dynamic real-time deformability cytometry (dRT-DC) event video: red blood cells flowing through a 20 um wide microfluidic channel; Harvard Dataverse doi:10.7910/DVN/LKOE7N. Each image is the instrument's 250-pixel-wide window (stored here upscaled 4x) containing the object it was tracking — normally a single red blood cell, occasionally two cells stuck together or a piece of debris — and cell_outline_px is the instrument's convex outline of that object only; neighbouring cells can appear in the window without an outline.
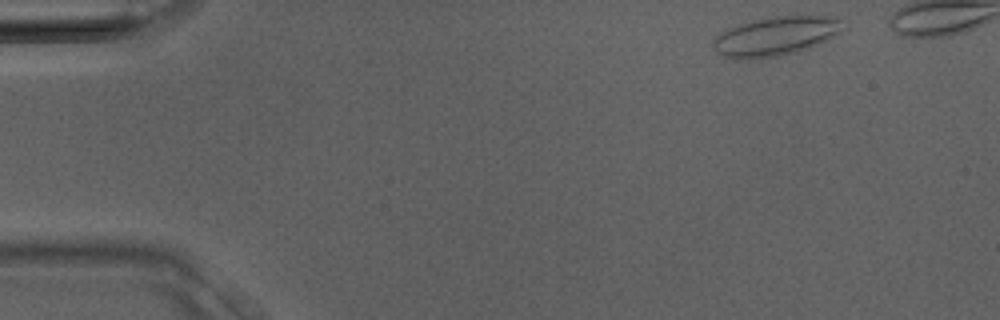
{"species": "Egyptian fruit bat (a non-hibernating species)", "species_latin": "Rousettus aegyptiacus", "temperature_condition": "room temperature", "stored_images_in_passage": 31, "camera_frame_rate_fps": 3000, "um_per_image_px": 0.085, "animal": {"sex": "male"}, "frame": {"image": 1, "passage_image": 1, "time_ms": 0.0, "image_size_px": [1000, 320], "cell_outline_px": [[848, 20], [828, 40], [808, 48], [796, 52], [776, 56], [724, 56], [716, 52], [712, 48], [712, 40], [720, 32], [728, 28], [752, 20], [776, 16], [836, 16]], "centroid_in_image_um": [65.97, 3.02], "position_along_channel_um": 19.0, "area_um2": 28.84}}
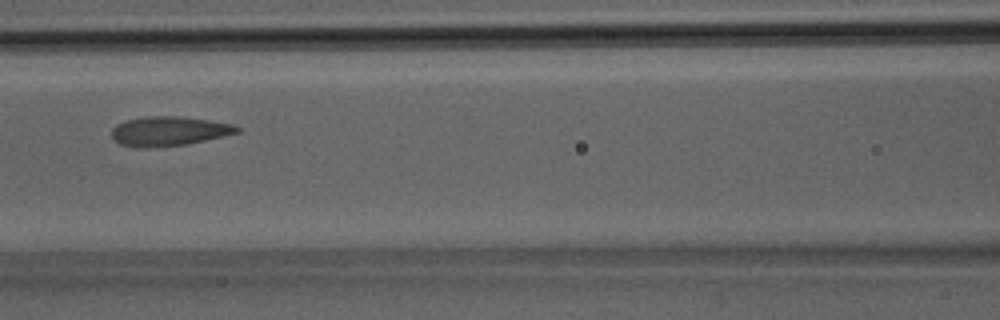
{"frame": {"image": 2, "passage_image": 14, "time_ms": 4.333, "image_size_px": [1000, 320], "cell_outline_px": [[240, 132], [224, 136], [188, 144], [144, 148], [136, 148], [120, 144], [112, 140], [112, 128], [116, 124], [128, 120], [144, 116], [176, 116], [208, 120], [232, 124], [240, 128]], "centroid_in_image_um": [14.32, 11.16], "position_along_channel_um": 152.3, "area_um2": 21.56}}